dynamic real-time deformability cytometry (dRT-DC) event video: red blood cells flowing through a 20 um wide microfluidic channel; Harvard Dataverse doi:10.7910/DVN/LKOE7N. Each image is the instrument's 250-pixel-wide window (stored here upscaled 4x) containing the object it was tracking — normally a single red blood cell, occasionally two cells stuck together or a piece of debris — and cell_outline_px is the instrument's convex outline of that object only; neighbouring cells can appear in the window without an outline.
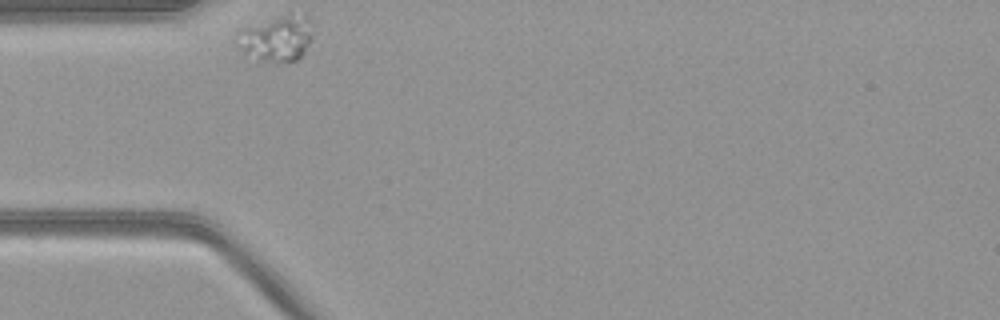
{"species": "common noctule bat (a hibernating species)", "species_latin": "Nyctalus noctula", "temperature_condition": "warm", "stored_images_in_passage": 29, "camera_frame_rate_fps": 3000, "um_per_image_px": 0.085, "animal": {"sex": "female", "body_mass_g": 21.9}, "frame": {"image": 1, "passage_image": 1, "time_ms": 0.0, "image_size_px": [1000, 320], "cell_outline_px": [[312, 36], [304, 52], [296, 60], [260, 60], [244, 52], [236, 44], [236, 32], [244, 28], [284, 16], [308, 16], [312, 24]], "centroid_in_image_um": [23.51, 3.27], "position_along_channel_um": 61.5, "area_um2": 19.19}}
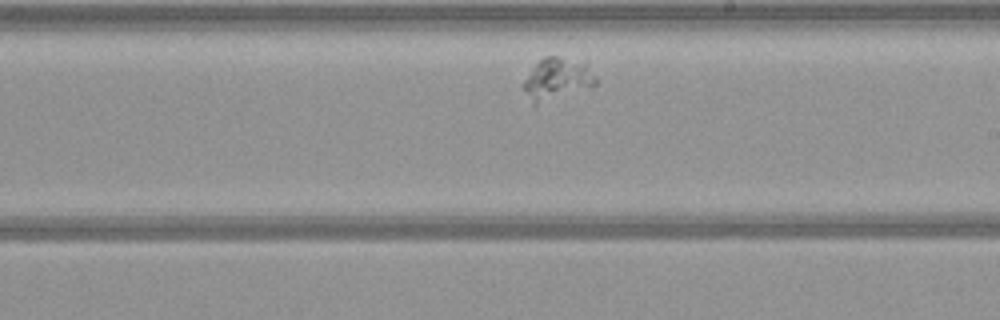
{"frame": {"image": 2, "passage_image": 17, "time_ms": 5.333, "image_size_px": [1000, 320], "cell_outline_px": [[596, 84], [592, 88], [536, 104], [532, 104], [524, 88], [524, 80], [536, 64], [544, 56], [556, 56], [588, 60], [596, 76]], "centroid_in_image_um": [47.47, 6.67], "position_along_channel_um": 241.5, "area_um2": 17.98}}
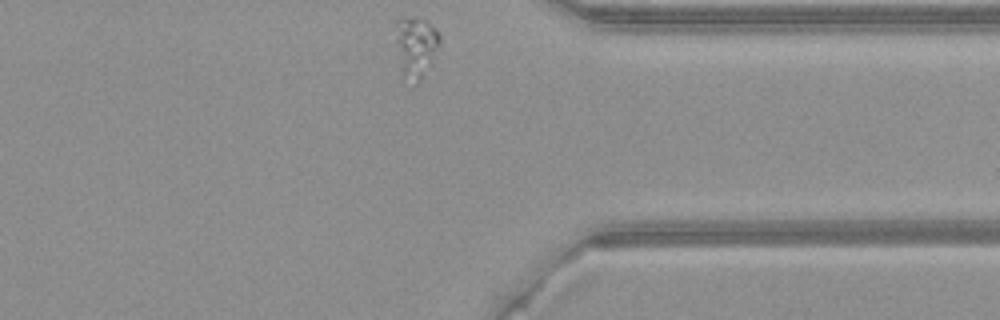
{"frame": {"image": 3, "passage_image": 29, "time_ms": 9.333, "image_size_px": [1000, 320], "cell_outline_px": [[440, 44], [432, 60], [420, 80], [412, 88], [400, 80], [396, 40], [396, 20], [400, 16], [416, 16], [424, 20], [436, 28], [440, 36]], "centroid_in_image_um": [35.28, 4.05], "position_along_channel_um": 376.1, "area_um2": 16.53}}